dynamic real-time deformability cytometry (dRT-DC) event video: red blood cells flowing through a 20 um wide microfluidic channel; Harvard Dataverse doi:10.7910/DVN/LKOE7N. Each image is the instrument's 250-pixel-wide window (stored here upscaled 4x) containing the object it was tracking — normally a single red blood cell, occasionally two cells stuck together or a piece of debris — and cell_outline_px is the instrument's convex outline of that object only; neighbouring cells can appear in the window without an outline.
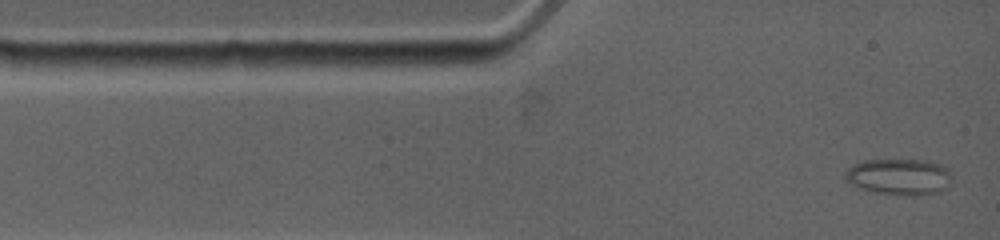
{"species": "common noctule bat (a hibernating species)", "species_latin": "Nyctalus noctula", "temperature_condition": "warm", "stored_images_in_passage": 5, "camera_frame_rate_fps": 4500, "um_per_image_px": 0.085, "animal": {"sex": "female", "body_mass_g": 19.0, "forearm_length_mm": 53.3}, "frame": {"image": 1, "passage_image": 1, "time_ms": 0.0, "image_size_px": [1000, 240], "cell_outline_px": [[952, 176], [948, 184], [940, 192], [920, 196], [912, 196], [876, 192], [856, 188], [844, 176], [844, 172], [852, 164], [864, 160], [928, 160], [940, 164]], "centroid_in_image_um": [76.4, 15.03], "position_along_channel_um": 8.6, "area_um2": 22.6}}
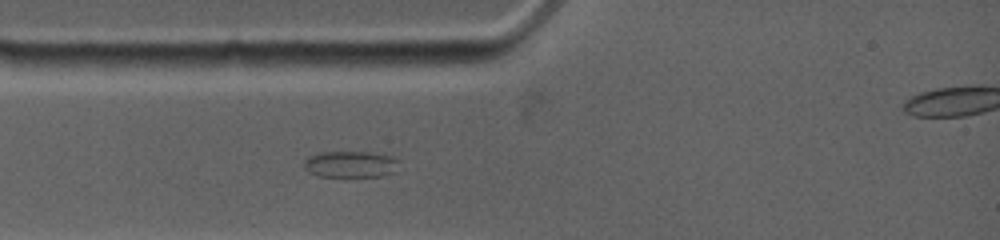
{"frame": {"image": 2, "passage_image": 5, "time_ms": 2.222, "image_size_px": [1000, 240], "cell_outline_px": [[400, 160], [396, 172], [384, 176], [316, 176], [308, 172], [304, 168], [304, 160], [308, 156], [316, 152], [372, 152], [396, 156]], "centroid_in_image_um": [29.83, 13.95], "position_along_channel_um": 55.2, "area_um2": 15.09}}